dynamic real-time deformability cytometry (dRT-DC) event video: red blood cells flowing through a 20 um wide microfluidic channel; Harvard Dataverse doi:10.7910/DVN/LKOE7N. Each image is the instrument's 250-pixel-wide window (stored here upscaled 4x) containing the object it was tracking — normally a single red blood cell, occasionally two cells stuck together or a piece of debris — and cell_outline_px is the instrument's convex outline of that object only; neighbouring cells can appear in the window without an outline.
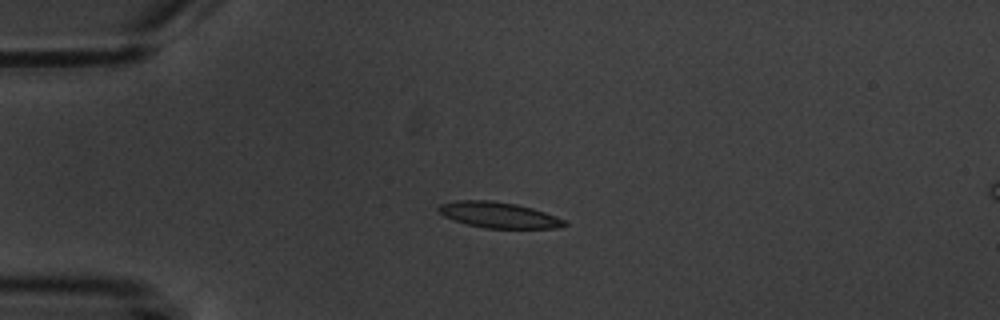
{"species": "common noctule bat (a hibernating species)", "species_latin": "Nyctalus noctula", "temperature_condition": "warm", "stored_images_in_passage": 6, "camera_frame_rate_fps": 3000, "um_per_image_px": 0.085, "animal": {"sex": "male", "body_mass_g": 20.1, "forearm_length_mm": 53.5}, "frame": {"image": 1, "passage_image": 4, "time_ms": 4.333, "image_size_px": [1000, 320], "cell_outline_px": [[568, 224], [556, 228], [484, 228], [468, 224], [444, 216], [436, 208], [440, 204], [456, 200], [492, 200], [516, 204], [532, 208], [556, 216], [564, 220]], "centroid_in_image_um": [42.38, 18.26], "position_along_channel_um": 42.6, "area_um2": 18.79}}